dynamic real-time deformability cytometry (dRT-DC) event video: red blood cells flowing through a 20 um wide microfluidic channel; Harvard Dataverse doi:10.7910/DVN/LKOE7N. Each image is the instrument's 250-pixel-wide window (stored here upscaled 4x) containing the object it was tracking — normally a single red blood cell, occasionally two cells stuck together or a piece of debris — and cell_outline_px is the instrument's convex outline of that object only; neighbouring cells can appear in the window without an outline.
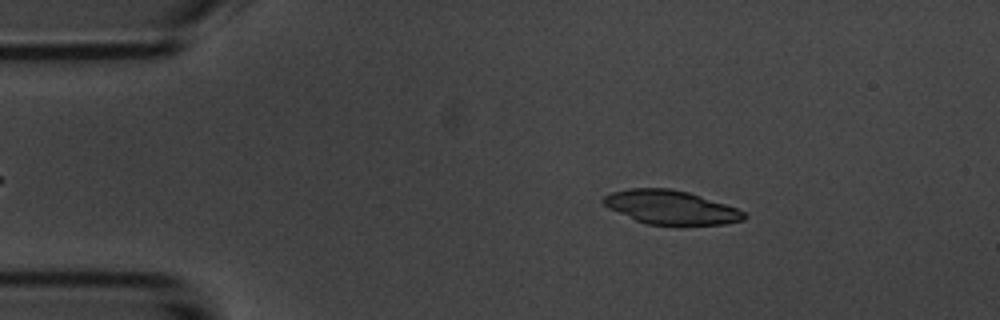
{"species": "common noctule bat (a hibernating species)", "species_latin": "Nyctalus noctula", "temperature_condition": "room temperature", "stored_images_in_passage": 45, "camera_frame_rate_fps": 3000, "um_per_image_px": 0.085, "animal": {"sex": "male", "body_mass_g": 20.1, "forearm_length_mm": 53.5}, "frame": {"image": 1, "passage_image": 8, "time_ms": 2.333, "image_size_px": [1000, 320], "cell_outline_px": [[748, 216], [744, 220], [724, 224], [680, 228], [676, 228], [648, 224], [636, 220], [608, 208], [600, 200], [604, 196], [612, 192], [628, 188], [668, 188], [688, 192], [736, 208], [744, 212]], "centroid_in_image_um": [57.03, 17.67], "position_along_channel_um": 28.0, "area_um2": 28.5}}